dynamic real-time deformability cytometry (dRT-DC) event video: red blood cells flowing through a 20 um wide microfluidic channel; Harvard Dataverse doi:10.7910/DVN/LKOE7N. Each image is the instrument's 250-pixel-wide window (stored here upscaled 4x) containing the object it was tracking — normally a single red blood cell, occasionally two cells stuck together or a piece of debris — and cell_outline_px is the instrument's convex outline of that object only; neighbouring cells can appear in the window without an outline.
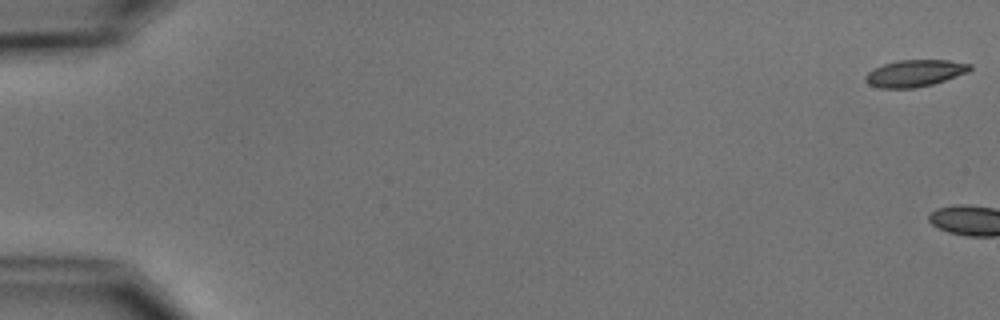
{"species": "common noctule bat (a hibernating species)", "species_latin": "Nyctalus noctula", "temperature_condition": "cold", "stored_images_in_passage": 2, "camera_frame_rate_fps": 3000, "um_per_image_px": 0.085, "animal": {"sex": "male", "body_mass_g": 15.6}, "frame": {"image": 1, "passage_image": 1, "time_ms": 0.0, "image_size_px": [1000, 320], "cell_outline_px": [[972, 68], [968, 72], [932, 84], [916, 88], [880, 88], [868, 84], [864, 80], [864, 76], [872, 68], [884, 64], [900, 60], [948, 60], [972, 64]], "centroid_in_image_um": [77.73, 6.22], "position_along_channel_um": 7.3, "area_um2": 16.36}}